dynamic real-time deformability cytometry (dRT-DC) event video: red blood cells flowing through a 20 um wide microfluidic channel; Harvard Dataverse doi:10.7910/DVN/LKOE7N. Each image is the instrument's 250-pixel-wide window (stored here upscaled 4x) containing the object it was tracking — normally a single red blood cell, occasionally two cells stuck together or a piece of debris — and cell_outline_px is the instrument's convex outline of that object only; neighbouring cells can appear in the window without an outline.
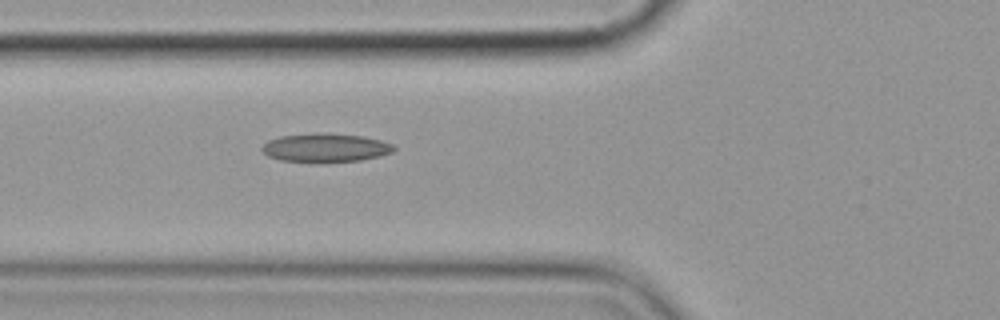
{"species": "common noctule bat (a hibernating species)", "species_latin": "Nyctalus noctula", "temperature_condition": "cold", "stored_images_in_passage": 7, "camera_frame_rate_fps": 3000, "um_per_image_px": 0.085, "animal": {"sex": "female", "body_mass_g": 19.9}, "frame": {"image": 1, "passage_image": 7, "time_ms": 7.667, "image_size_px": [1000, 320], "cell_outline_px": [[396, 148], [392, 152], [380, 156], [360, 160], [280, 160], [268, 156], [260, 148], [268, 140], [280, 136], [364, 136], [380, 140], [392, 144]], "centroid_in_image_um": [27.69, 12.58], "position_along_channel_um": 98.1, "area_um2": 20.17}}